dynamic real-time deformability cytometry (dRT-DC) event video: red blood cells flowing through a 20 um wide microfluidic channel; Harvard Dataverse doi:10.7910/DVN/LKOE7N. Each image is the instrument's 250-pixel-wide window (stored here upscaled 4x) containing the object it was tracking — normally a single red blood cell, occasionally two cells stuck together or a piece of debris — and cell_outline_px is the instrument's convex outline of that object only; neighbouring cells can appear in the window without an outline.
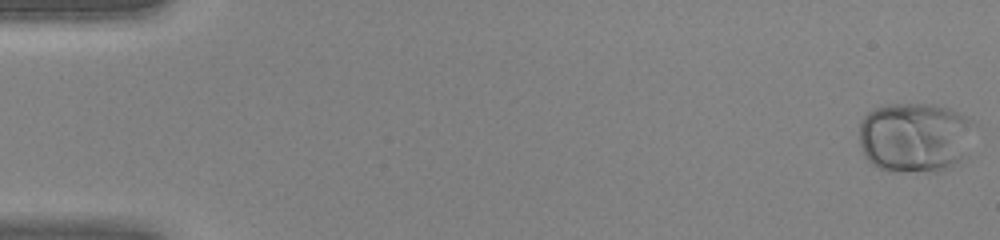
{"species": "human", "species_latin": "Homo sapiens", "temperature_condition": "warm", "stored_images_in_passage": 45, "camera_frame_rate_fps": 3000, "um_per_image_px": 0.085, "donor": {"sex": "female"}, "frame": {"image": 1, "passage_image": 1, "time_ms": 0.0, "image_size_px": [1000, 240], "cell_outline_px": [[976, 124], [960, 160], [952, 168], [940, 172], [892, 172], [880, 168], [872, 164], [864, 156], [860, 144], [860, 120], [868, 112], [876, 108], [888, 104], [936, 104], [952, 108], [972, 120]], "centroid_in_image_um": [77.76, 11.67], "position_along_channel_um": 7.2, "area_um2": 47.63}}
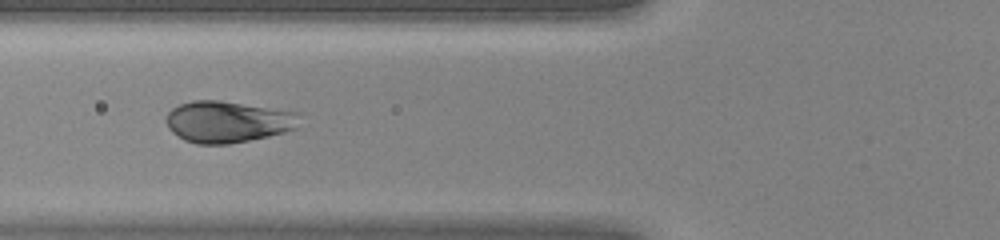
{"frame": {"image": 2, "passage_image": 18, "time_ms": 5.667, "image_size_px": [1000, 240], "cell_outline_px": [[300, 112], [296, 128], [284, 132], [268, 136], [228, 144], [196, 144], [184, 140], [172, 132], [168, 128], [164, 120], [168, 112], [172, 108], [180, 104], [192, 100], [220, 100]], "centroid_in_image_um": [19.32, 10.34], "position_along_channel_um": 106.5, "area_um2": 32.43}}
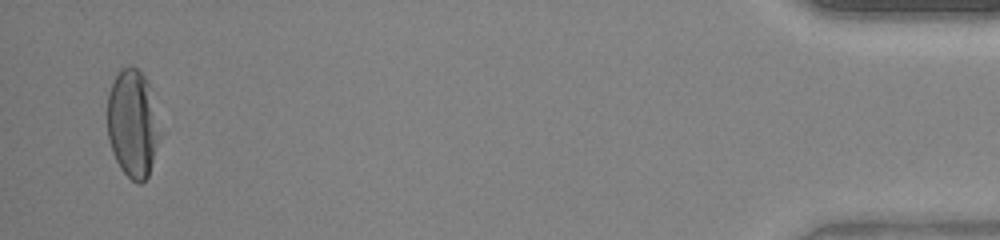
{"frame": {"image": 3, "passage_image": 44, "time_ms": 14.333, "image_size_px": [1000, 240], "cell_outline_px": [[156, 144], [148, 176], [140, 184], [136, 184], [120, 168], [112, 152], [108, 136], [108, 92], [120, 68], [136, 68], [144, 76], [148, 84], [156, 132]], "centroid_in_image_um": [11.19, 10.53], "position_along_channel_um": 424.0, "area_um2": 31.21}}